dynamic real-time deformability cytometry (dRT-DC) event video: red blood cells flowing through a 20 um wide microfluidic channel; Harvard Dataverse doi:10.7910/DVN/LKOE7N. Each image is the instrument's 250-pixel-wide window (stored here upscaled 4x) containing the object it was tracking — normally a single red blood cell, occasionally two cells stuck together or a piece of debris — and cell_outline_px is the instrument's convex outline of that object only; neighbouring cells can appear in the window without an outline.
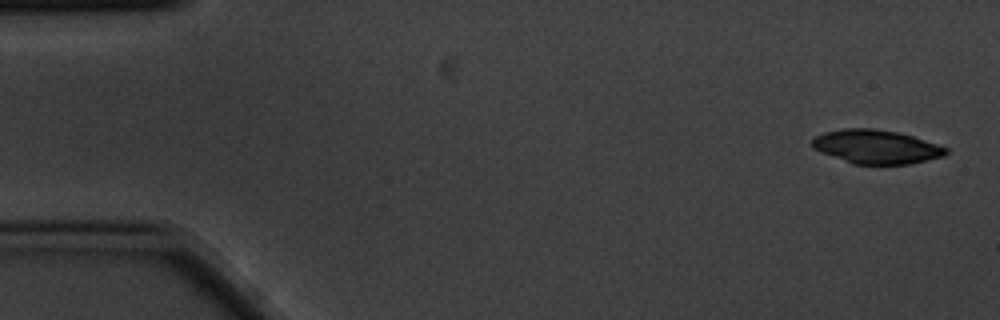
{"species": "common noctule bat (a hibernating species)", "species_latin": "Nyctalus noctula", "temperature_condition": "cold", "stored_images_in_passage": 4, "camera_frame_rate_fps": 3000, "um_per_image_px": 0.085, "animal": {"sex": "male", "body_mass_g": 20.1, "forearm_length_mm": 53.5}, "frame": {"image": 1, "passage_image": 1, "time_ms": 0.0, "image_size_px": [1000, 320], "cell_outline_px": [[948, 152], [944, 156], [908, 164], [852, 164], [820, 152], [812, 148], [812, 136], [824, 132], [844, 128], [876, 128], [896, 132], [912, 136], [948, 148]], "centroid_in_image_um": [74.42, 12.47], "position_along_channel_um": 10.6, "area_um2": 26.41}}